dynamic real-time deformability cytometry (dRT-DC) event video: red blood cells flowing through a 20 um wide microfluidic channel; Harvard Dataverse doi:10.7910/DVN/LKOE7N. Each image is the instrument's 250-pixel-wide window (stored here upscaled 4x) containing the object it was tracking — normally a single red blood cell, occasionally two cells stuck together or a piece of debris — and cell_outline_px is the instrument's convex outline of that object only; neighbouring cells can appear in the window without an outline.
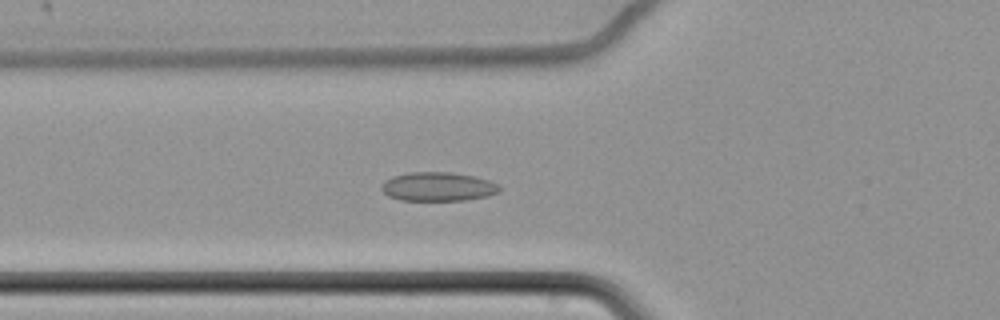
{"species": "common noctule bat (a hibernating species)", "species_latin": "Nyctalus noctula", "temperature_condition": "cold", "stored_images_in_passage": 53, "camera_frame_rate_fps": 3000, "um_per_image_px": 0.085, "animal": {"sex": "female", "body_mass_g": 22.7, "forearm_length_mm": 54.2}, "frame": {"image": 1, "passage_image": 15, "time_ms": 4.667, "image_size_px": [1000, 320], "cell_outline_px": [[500, 192], [488, 196], [464, 200], [400, 200], [388, 196], [380, 188], [384, 180], [392, 176], [408, 172], [452, 172], [472, 176], [488, 180], [496, 184], [500, 188]], "centroid_in_image_um": [37.19, 15.86], "position_along_channel_um": 88.6, "area_um2": 19.88}}
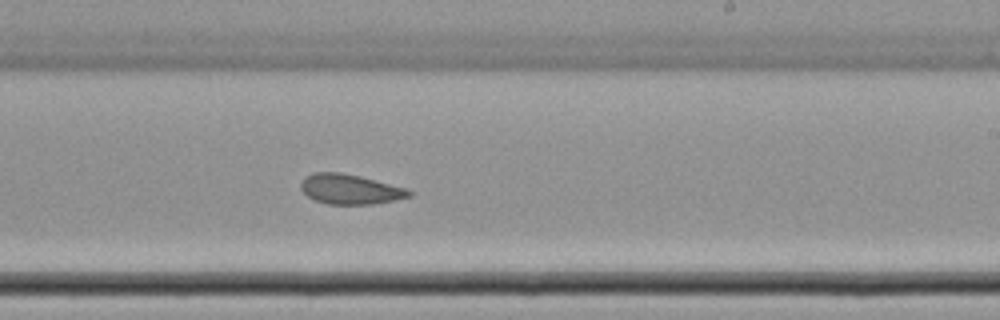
{"frame": {"image": 2, "passage_image": 30, "time_ms": 9.667, "image_size_px": [1000, 320], "cell_outline_px": [[412, 196], [372, 204], [328, 204], [316, 200], [308, 196], [300, 188], [300, 184], [304, 176], [312, 172], [340, 172], [360, 176], [408, 188], [412, 192]], "centroid_in_image_um": [29.75, 16.07], "position_along_channel_um": 259.3, "area_um2": 18.9}}
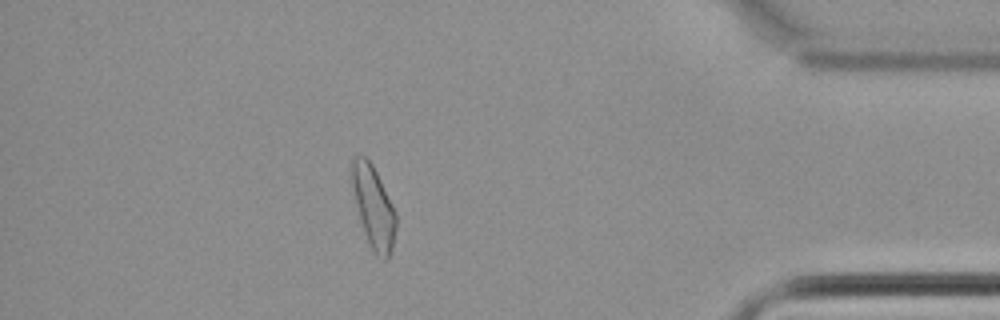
{"frame": {"image": 3, "passage_image": 46, "time_ms": 15.0, "image_size_px": [1000, 320], "cell_outline_px": [[396, 228], [392, 248], [388, 260], [384, 260], [376, 256], [364, 232], [352, 184], [352, 160], [356, 156], [364, 156], [372, 164], [396, 212]], "centroid_in_image_um": [31.78, 17.64], "position_along_channel_um": 403.4, "area_um2": 20.4}, "authors_computed_cell_mechanics": {"area_um2": 19.9988, "velocity_mm_per_s": 3.4202, "shape_relaxation_time_tau1_ms": null, "shape_relaxation_time_tau2_ms": 4.7161, "deformation_change_tau1": null, "deformation_change_tau2": 0.0845}}